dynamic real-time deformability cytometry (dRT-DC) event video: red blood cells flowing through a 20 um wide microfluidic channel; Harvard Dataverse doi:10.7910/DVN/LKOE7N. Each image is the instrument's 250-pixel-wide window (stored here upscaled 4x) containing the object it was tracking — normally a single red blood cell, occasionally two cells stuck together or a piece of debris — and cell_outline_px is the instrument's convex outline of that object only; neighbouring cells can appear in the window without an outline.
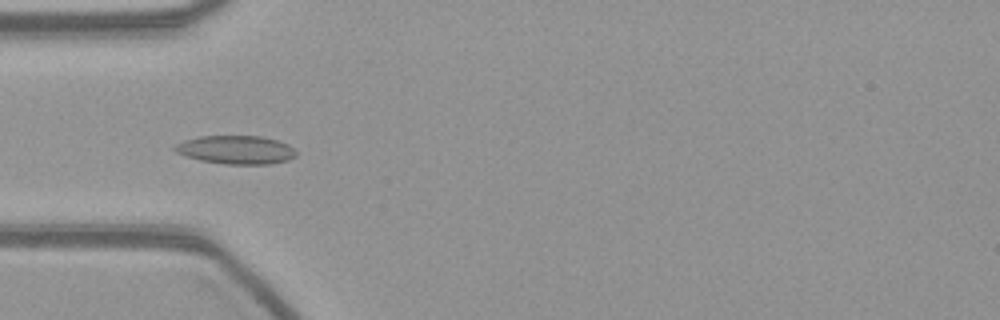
{"species": "common noctule bat (a hibernating species)", "species_latin": "Nyctalus noctula", "temperature_condition": "warm", "stored_images_in_passage": 5, "camera_frame_rate_fps": 3000, "um_per_image_px": 0.085, "animal": {"sex": "female", "body_mass_g": 21.9}, "frame": {"image": 1, "passage_image": 3, "time_ms": 0.667, "image_size_px": [1000, 320], "cell_outline_px": [[296, 156], [288, 160], [272, 164], [224, 164], [200, 160], [184, 156], [176, 152], [172, 148], [176, 144], [184, 140], [200, 136], [260, 136], [276, 140], [288, 144], [296, 152]], "centroid_in_image_um": [20.04, 12.74], "position_along_channel_um": 65.0, "area_um2": 20.17}}